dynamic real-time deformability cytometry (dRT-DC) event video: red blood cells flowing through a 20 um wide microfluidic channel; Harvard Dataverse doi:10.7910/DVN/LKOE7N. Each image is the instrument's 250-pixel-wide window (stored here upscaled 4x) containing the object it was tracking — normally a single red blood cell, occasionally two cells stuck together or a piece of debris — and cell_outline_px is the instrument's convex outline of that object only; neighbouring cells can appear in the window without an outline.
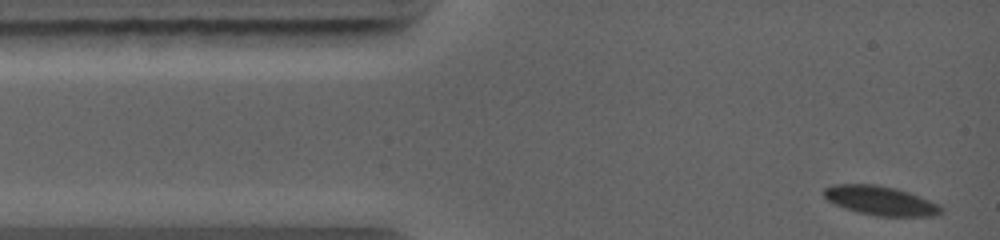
{"species": "common noctule bat (a hibernating species)", "species_latin": "Nyctalus noctula", "temperature_condition": "warm", "stored_images_in_passage": 24, "camera_frame_rate_fps": 5000, "um_per_image_px": 0.085, "animal": {"sex": "female", "body_mass_g": 19.0, "forearm_length_mm": 56.7}, "frame": {"image": 1, "passage_image": 1, "time_ms": 0.0, "image_size_px": [1000, 240], "cell_outline_px": [[944, 212], [932, 216], [876, 216], [844, 208], [828, 200], [824, 196], [824, 188], [832, 184], [876, 184], [896, 188], [908, 192], [940, 204], [944, 208]], "centroid_in_image_um": [74.87, 17.05], "position_along_channel_um": 10.1, "area_um2": 19.94}}
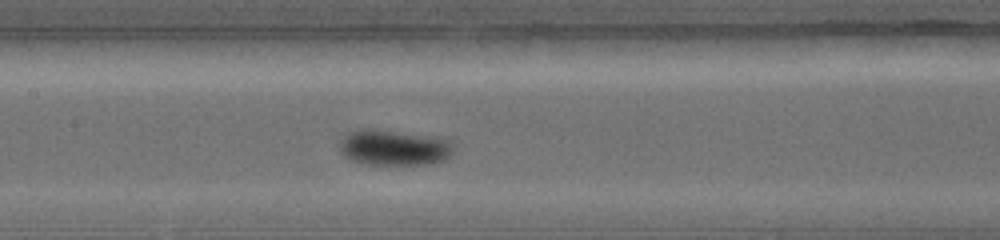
{"frame": {"image": 2, "passage_image": 12, "time_ms": 4.8, "image_size_px": [1000, 240], "cell_outline_px": [[452, 152], [444, 160], [432, 164], [360, 164], [348, 160], [340, 152], [340, 140], [348, 132], [364, 128], [372, 128], [432, 136], [452, 140]], "centroid_in_image_um": [33.44, 12.54], "position_along_channel_um": 174.0, "area_um2": 23.99}}
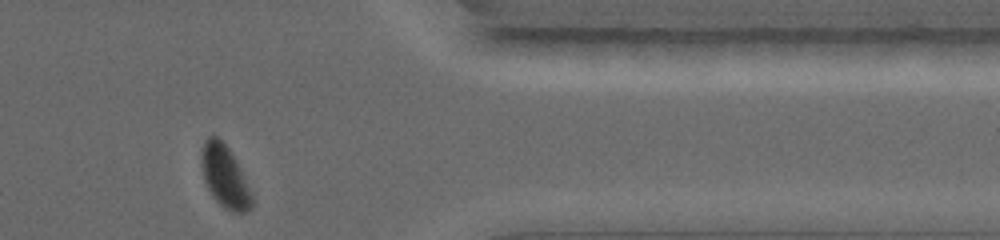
{"frame": {"image": 3, "passage_image": 24, "time_ms": 9.8, "image_size_px": [1000, 240], "cell_outline_px": [[252, 208], [244, 212], [232, 212], [224, 208], [212, 196], [204, 180], [200, 164], [204, 144], [208, 136], [216, 136], [232, 152], [240, 168], [252, 196]], "centroid_in_image_um": [19.1, 15.02], "position_along_channel_um": 392.3, "area_um2": 17.98}}